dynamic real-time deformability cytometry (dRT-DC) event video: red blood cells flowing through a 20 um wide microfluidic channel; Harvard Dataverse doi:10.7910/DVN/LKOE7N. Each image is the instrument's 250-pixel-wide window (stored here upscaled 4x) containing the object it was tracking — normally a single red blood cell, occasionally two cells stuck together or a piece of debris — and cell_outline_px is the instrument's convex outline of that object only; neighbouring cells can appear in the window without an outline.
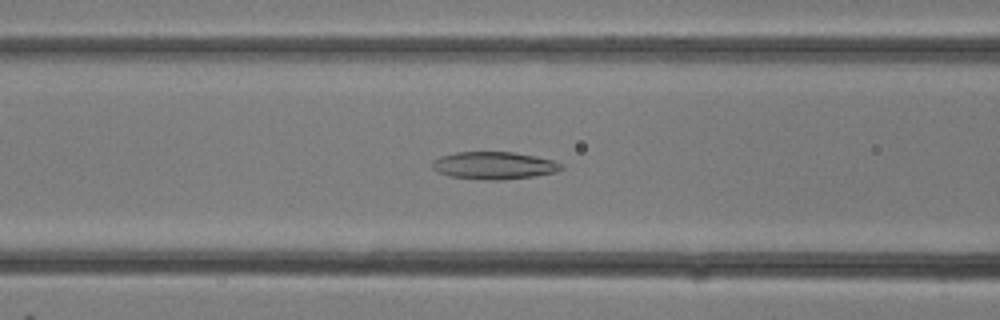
{"species": "common noctule bat (a hibernating species)", "species_latin": "Nyctalus noctula", "temperature_condition": "room temperature", "stored_images_in_passage": 32, "camera_frame_rate_fps": 3000, "um_per_image_px": 0.085, "animal": {"sex": "female"}, "frame": {"image": 1, "passage_image": 13, "time_ms": 4.0, "image_size_px": [1000, 320], "cell_outline_px": [[564, 168], [556, 172], [536, 176], [504, 180], [484, 180], [448, 176], [432, 168], [432, 160], [440, 156], [456, 152], [512, 152], [536, 156], [552, 160], [564, 164]], "centroid_in_image_um": [42.01, 14.07], "position_along_channel_um": 124.6, "area_um2": 20.87}}
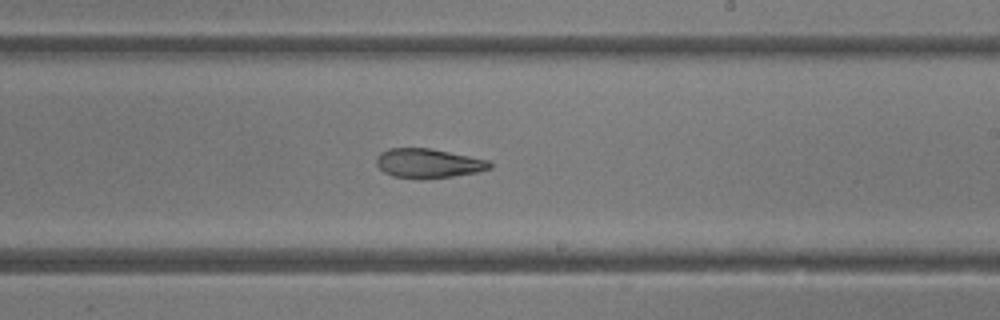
{"frame": {"image": 2, "passage_image": 19, "time_ms": 6.0, "image_size_px": [1000, 320], "cell_outline_px": [[492, 168], [476, 172], [452, 176], [420, 180], [392, 176], [384, 172], [376, 164], [376, 156], [380, 152], [388, 148], [432, 148], [488, 160], [492, 164]], "centroid_in_image_um": [36.37, 13.88], "position_along_channel_um": 252.6, "area_um2": 19.59}}
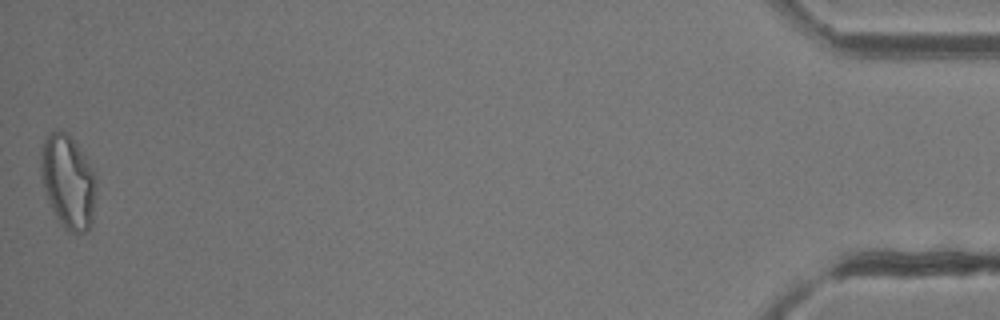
{"frame": {"image": 3, "passage_image": 32, "time_ms": 10.333, "image_size_px": [1000, 320], "cell_outline_px": [[96, 196], [92, 224], [84, 232], [68, 232], [64, 228], [56, 216], [48, 200], [40, 176], [40, 152], [44, 140], [48, 132], [68, 132], [96, 172]], "centroid_in_image_um": [5.8, 15.43], "position_along_channel_um": 429.4, "area_um2": 30.46}}